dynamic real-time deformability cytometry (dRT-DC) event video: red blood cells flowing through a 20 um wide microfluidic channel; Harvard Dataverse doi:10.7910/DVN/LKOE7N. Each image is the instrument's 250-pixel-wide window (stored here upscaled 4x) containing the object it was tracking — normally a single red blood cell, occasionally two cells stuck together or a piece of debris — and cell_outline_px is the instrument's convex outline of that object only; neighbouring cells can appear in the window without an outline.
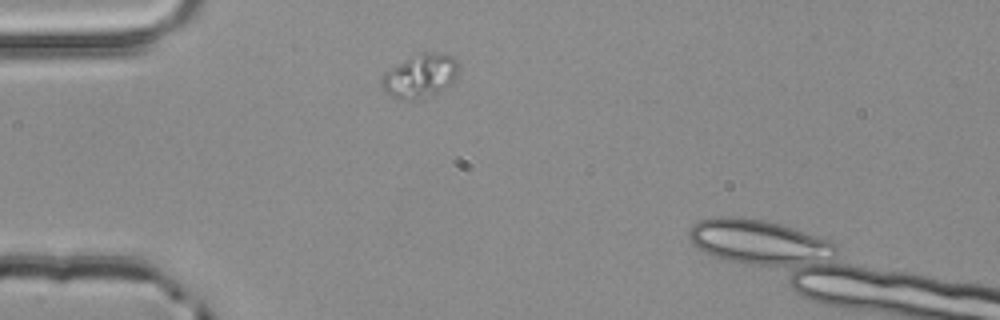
{"species": "common noctule bat (a hibernating species)", "species_latin": "Nyctalus noctula", "temperature_condition": "room temperature", "stored_images_in_passage": 1, "camera_frame_rate_fps": 3000, "um_per_image_px": 0.085, "animal": {"sex": "male", "body_mass_g": 20.4}, "frame": {"image": 1, "passage_image": 1, "time_ms": 0.0, "image_size_px": [1000, 320], "cell_outline_px": [[460, 68], [456, 80], [452, 84], [436, 92], [404, 100], [392, 96], [384, 92], [380, 84], [380, 76], [384, 72], [408, 56], [420, 52], [444, 52], [452, 56], [460, 64]], "centroid_in_image_um": [35.72, 6.38], "position_along_channel_um": 49.3, "area_um2": 19.83}}